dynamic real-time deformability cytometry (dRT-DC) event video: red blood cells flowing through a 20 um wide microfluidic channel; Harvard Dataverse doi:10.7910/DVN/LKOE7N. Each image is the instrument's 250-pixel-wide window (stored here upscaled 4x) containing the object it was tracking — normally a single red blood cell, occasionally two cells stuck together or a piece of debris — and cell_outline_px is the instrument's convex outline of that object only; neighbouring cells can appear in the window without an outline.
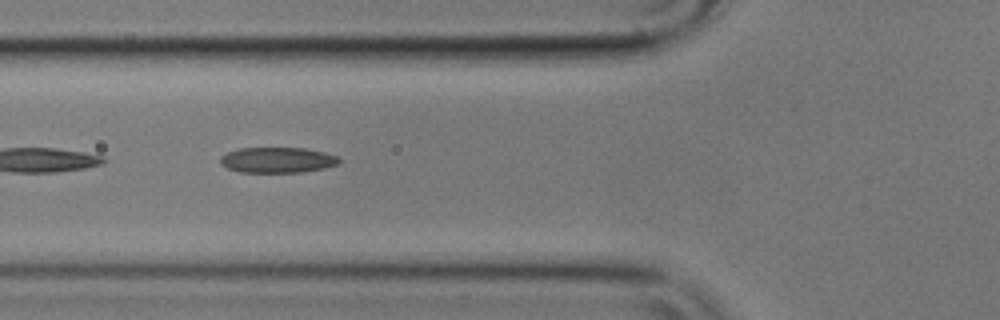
{"species": "common noctule bat (a hibernating species)", "species_latin": "Nyctalus noctula", "temperature_condition": "cold", "stored_images_in_passage": 7, "segment_of_instrument_passage": [2, 2], "camera_frame_rate_fps": 3000, "um_per_image_px": 0.085, "animal": {"sex": "male", "body_mass_g": 17.9}, "frame": {"image": 1, "passage_image": 6, "time_ms": 1.667, "image_size_px": [1000, 320], "cell_outline_px": [[340, 164], [324, 168], [300, 172], [240, 172], [228, 168], [220, 164], [220, 156], [228, 152], [240, 148], [304, 148], [324, 152], [340, 156]], "centroid_in_image_um": [23.6, 13.6], "position_along_channel_um": 102.2, "area_um2": 17.74}}